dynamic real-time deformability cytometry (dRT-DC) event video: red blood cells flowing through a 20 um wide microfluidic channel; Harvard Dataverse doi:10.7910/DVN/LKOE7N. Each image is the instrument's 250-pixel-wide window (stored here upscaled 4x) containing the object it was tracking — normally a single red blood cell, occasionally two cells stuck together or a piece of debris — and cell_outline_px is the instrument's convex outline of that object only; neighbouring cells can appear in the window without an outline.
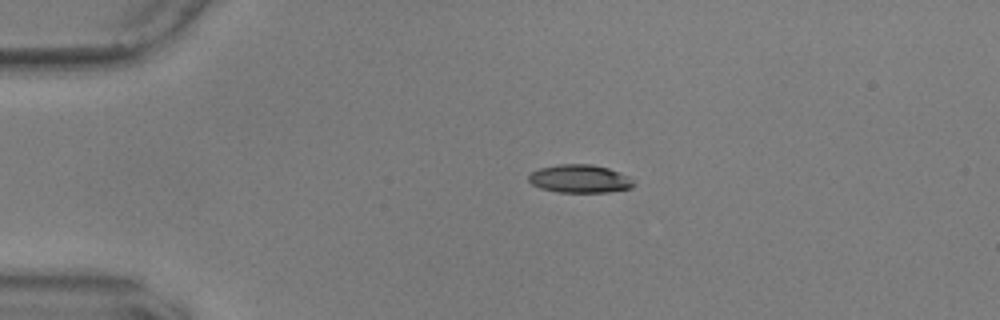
{"species": "common noctule bat (a hibernating species)", "species_latin": "Nyctalus noctula", "temperature_condition": "warm", "stored_images_in_passage": 45, "camera_frame_rate_fps": 3000, "um_per_image_px": 0.085, "animal": {"sex": "male", "body_mass_g": 17.9, "forearm_length_mm": 54.2}, "frame": {"image": 1, "passage_image": 1, "time_ms": 0.0, "image_size_px": [1000, 320], "cell_outline_px": [[636, 184], [632, 188], [608, 192], [556, 192], [540, 188], [532, 184], [528, 180], [528, 176], [532, 172], [540, 168], [556, 164], [592, 164], [608, 168], [620, 172], [628, 176]], "centroid_in_image_um": [49.29, 15.19], "position_along_channel_um": 35.7, "area_um2": 17.34}}
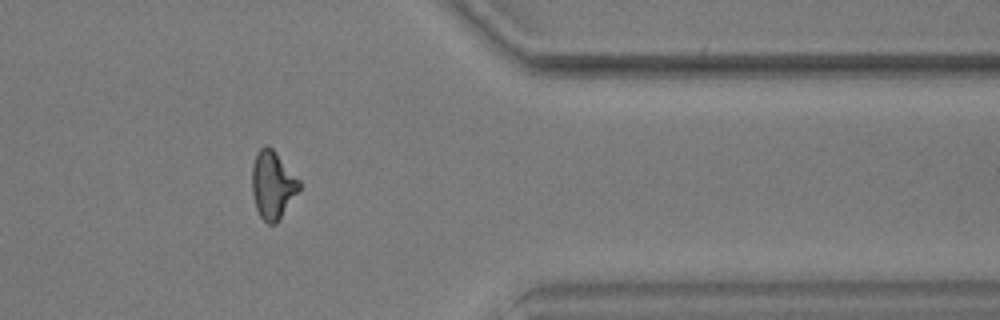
{"frame": {"image": 2, "passage_image": 35, "time_ms": 11.333, "image_size_px": [1000, 320], "cell_outline_px": [[300, 188], [276, 224], [268, 224], [260, 216], [256, 208], [252, 192], [252, 164], [256, 152], [264, 144], [268, 144], [272, 148], [300, 180]], "centroid_in_image_um": [23.15, 15.69], "position_along_channel_um": 388.2, "area_um2": 18.61}}
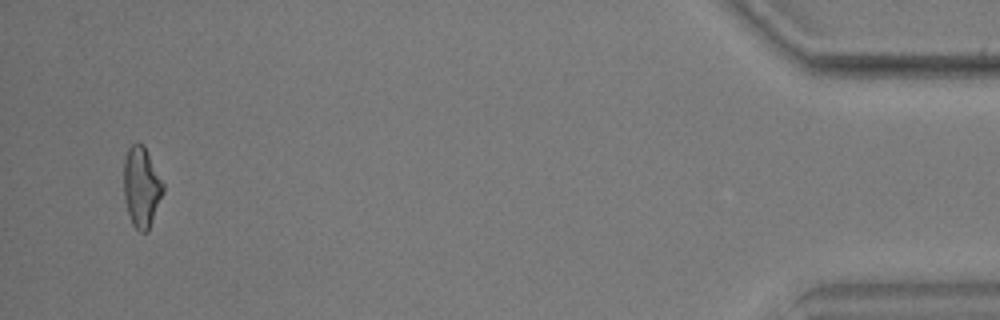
{"frame": {"image": 3, "passage_image": 43, "time_ms": 14.0, "image_size_px": [1000, 320], "cell_outline_px": [[164, 192], [148, 232], [140, 232], [132, 224], [128, 212], [124, 196], [124, 156], [128, 148], [136, 140], [144, 144], [164, 184]], "centroid_in_image_um": [12.03, 15.86], "position_along_channel_um": 423.2, "area_um2": 18.67}, "authors_computed_cell_mechanics": {"area_um2": 18.3226, "velocity_mm_per_s": 3.6103, "shape_relaxation_time_tau1_ms": 5.0826, "shape_relaxation_time_tau2_ms": 4.8514, "deformation_change_tau1": 0.1654, "deformation_change_tau2": 0.1341}}